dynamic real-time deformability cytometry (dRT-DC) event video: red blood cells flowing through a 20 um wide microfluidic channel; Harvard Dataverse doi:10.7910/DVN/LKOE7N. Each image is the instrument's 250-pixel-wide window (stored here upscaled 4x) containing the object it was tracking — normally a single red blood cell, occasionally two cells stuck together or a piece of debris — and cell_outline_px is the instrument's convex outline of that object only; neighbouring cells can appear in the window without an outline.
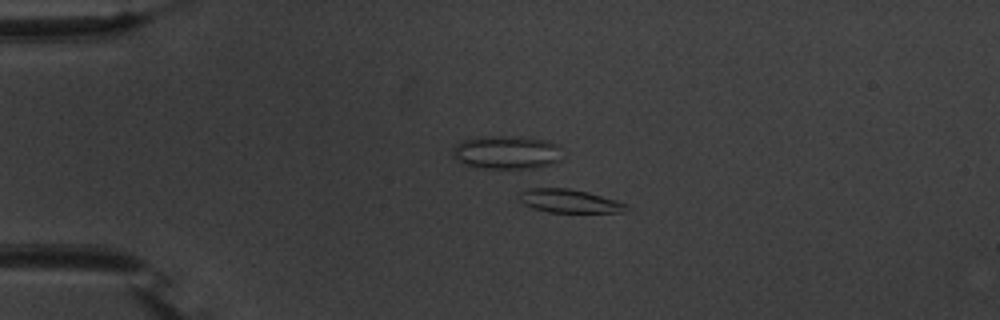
{"species": "common noctule bat (a hibernating species)", "species_latin": "Nyctalus noctula", "temperature_condition": "warm", "stored_images_in_passage": 56, "camera_frame_rate_fps": 3000, "um_per_image_px": 0.085, "animal": {"sex": "male", "body_mass_g": 20.1, "forearm_length_mm": 53.5}, "frame": {"image": 1, "passage_image": 13, "time_ms": 4.0, "image_size_px": [1000, 320], "cell_outline_px": [[624, 204], [620, 212], [548, 212], [532, 208], [524, 204], [516, 196], [520, 192], [536, 184], [568, 188], [588, 192], [616, 200]], "centroid_in_image_um": [48.17, 17.02], "position_along_channel_um": 36.8, "area_um2": 14.91}}
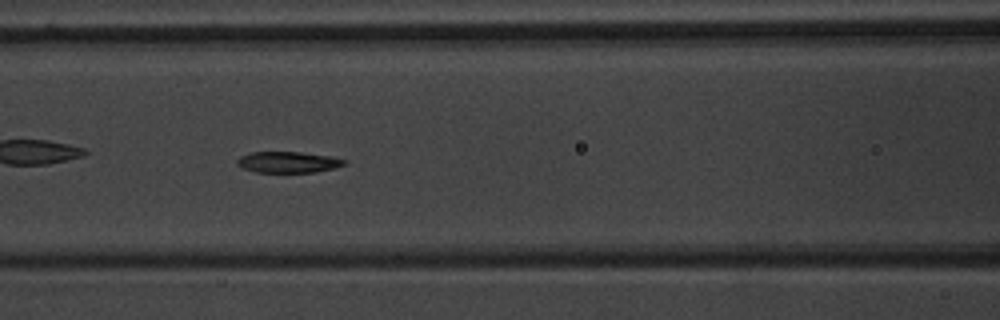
{"frame": {"image": 2, "passage_image": 25, "time_ms": 8.0, "image_size_px": [1000, 320], "cell_outline_px": [[348, 164], [316, 172], [256, 172], [240, 168], [236, 164], [236, 160], [240, 156], [252, 152], [300, 152], [332, 156], [348, 160]], "centroid_in_image_um": [24.49, 13.78], "position_along_channel_um": 142.1, "area_um2": 13.35}}
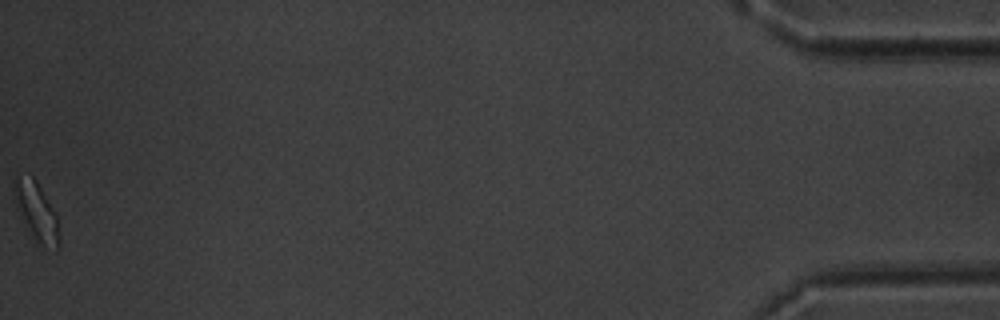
{"frame": {"image": 3, "passage_image": 56, "time_ms": 18.333, "image_size_px": [1000, 320], "cell_outline_px": [[60, 248], [56, 252], [44, 248], [36, 244], [32, 240], [24, 228], [16, 208], [12, 180], [32, 176], [36, 180], [56, 216], [60, 236]], "centroid_in_image_um": [3.1, 18.16], "position_along_channel_um": 432.1, "area_um2": 15.84}, "authors_computed_cell_mechanics": {"area_um2": 14.5656, "velocity_mm_per_s": 3.707, "shape_relaxation_time_tau1_ms": 3.9887, "shape_relaxation_time_tau2_ms": 3.9269, "deformation_change_tau1": 0.1474, "deformation_change_tau2": 0.1138}}